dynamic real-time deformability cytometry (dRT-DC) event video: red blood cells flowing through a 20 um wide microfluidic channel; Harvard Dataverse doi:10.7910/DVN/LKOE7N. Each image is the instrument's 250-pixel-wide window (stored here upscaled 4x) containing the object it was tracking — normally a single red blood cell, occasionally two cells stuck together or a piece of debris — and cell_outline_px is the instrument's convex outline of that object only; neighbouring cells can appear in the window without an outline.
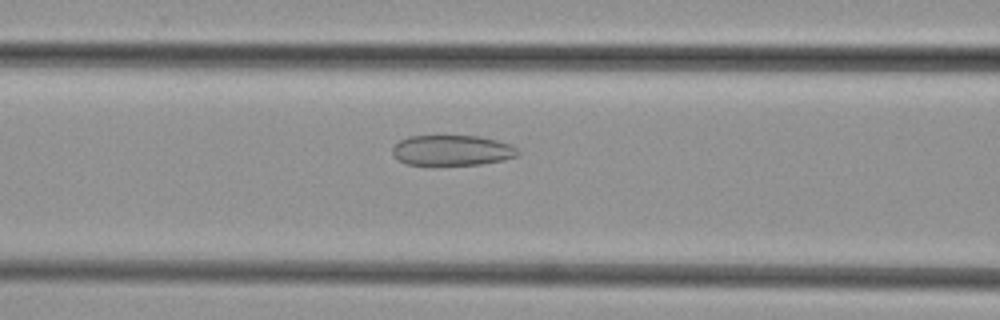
{"species": "common noctule bat (a hibernating species)", "species_latin": "Nyctalus noctula", "temperature_condition": "cold", "stored_images_in_passage": 29, "camera_frame_rate_fps": 3000, "um_per_image_px": 0.085, "animal": {"sex": "female", "body_mass_g": 29.2, "forearm_length_mm": 56.3}, "frame": {"image": 1, "passage_image": 5, "time_ms": 1.333, "image_size_px": [1000, 320], "cell_outline_px": [[520, 156], [504, 160], [480, 164], [408, 164], [400, 160], [392, 152], [392, 148], [400, 140], [408, 136], [480, 136], [512, 144], [520, 152]], "centroid_in_image_um": [38.5, 12.77], "position_along_channel_um": 128.1, "area_um2": 22.08}}
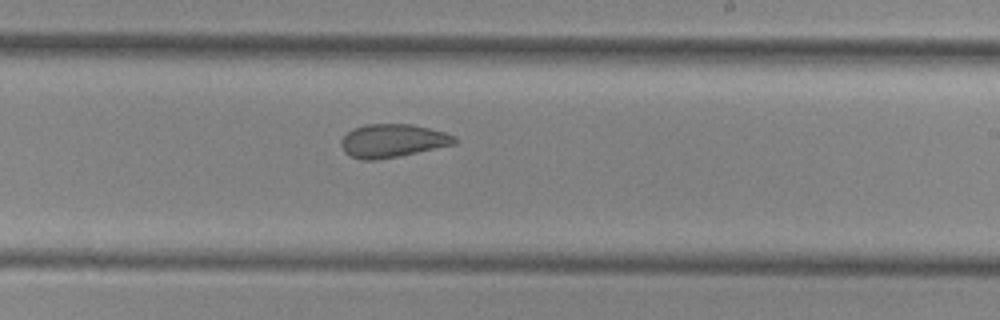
{"frame": {"image": 2, "passage_image": 14, "time_ms": 4.333, "image_size_px": [1000, 320], "cell_outline_px": [[460, 140], [456, 144], [376, 160], [360, 160], [344, 152], [340, 144], [340, 140], [352, 128], [364, 124], [412, 124], [444, 132], [456, 136]], "centroid_in_image_um": [33.36, 11.95], "position_along_channel_um": 255.6, "area_um2": 22.02}}
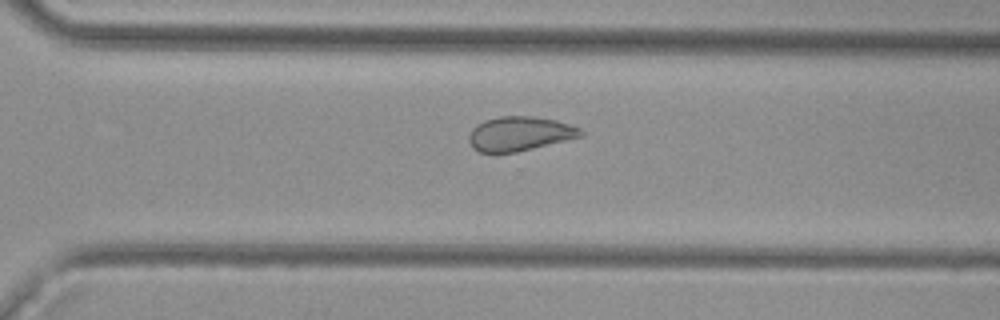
{"frame": {"image": 3, "passage_image": 19, "time_ms": 6.0, "image_size_px": [1000, 320], "cell_outline_px": [[584, 136], [516, 152], [480, 152], [472, 148], [468, 140], [468, 136], [472, 128], [484, 120], [500, 116], [532, 116], [556, 120], [580, 128], [584, 132]], "centroid_in_image_um": [44.17, 11.36], "position_along_channel_um": 326.4, "area_um2": 22.37}}